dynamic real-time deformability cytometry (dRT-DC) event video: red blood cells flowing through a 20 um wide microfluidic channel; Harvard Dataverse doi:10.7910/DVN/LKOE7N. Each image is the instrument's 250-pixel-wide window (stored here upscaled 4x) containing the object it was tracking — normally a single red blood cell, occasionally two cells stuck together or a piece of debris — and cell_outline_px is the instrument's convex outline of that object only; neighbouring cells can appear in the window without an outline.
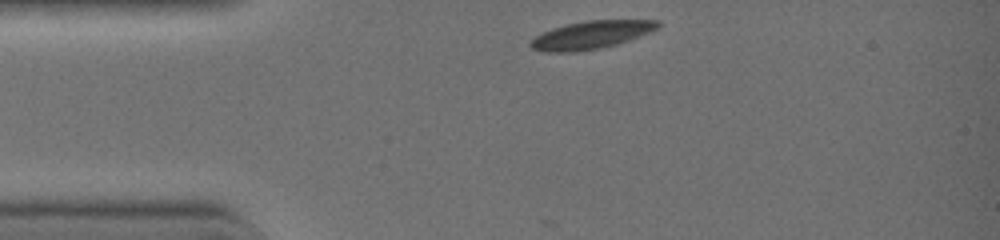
{"species": "common noctule bat (a hibernating species)", "species_latin": "Nyctalus noctula", "temperature_condition": "warm", "stored_images_in_passage": 26, "camera_frame_rate_fps": 3000, "um_per_image_px": 0.085, "animal": {"sex": "female", "body_mass_g": 19.0, "forearm_length_mm": 51.5}, "frame": {"image": 1, "passage_image": 1, "time_ms": 0.0, "image_size_px": [1000, 240], "cell_outline_px": [[660, 24], [652, 32], [616, 44], [600, 48], [576, 52], [544, 52], [532, 48], [528, 44], [528, 40], [552, 28], [584, 20], [660, 20]], "centroid_in_image_um": [50.22, 2.97], "position_along_channel_um": 34.8, "area_um2": 20.75}}
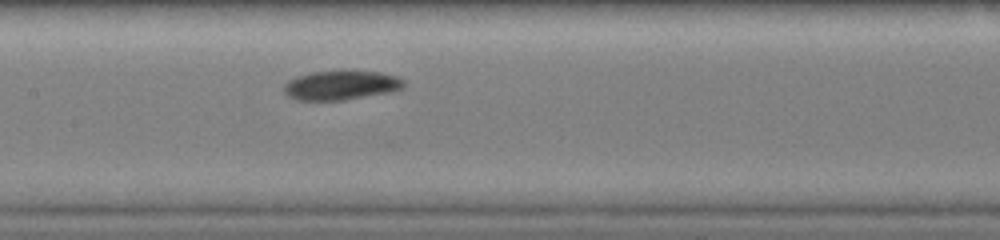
{"frame": {"image": 2, "passage_image": 13, "time_ms": 4.0, "image_size_px": [1000, 240], "cell_outline_px": [[404, 88], [392, 92], [344, 100], [296, 100], [288, 96], [284, 92], [284, 84], [288, 80], [296, 76], [312, 72], [384, 72], [396, 76], [404, 80]], "centroid_in_image_um": [29.0, 7.26], "position_along_channel_um": 178.4, "area_um2": 20.35}}
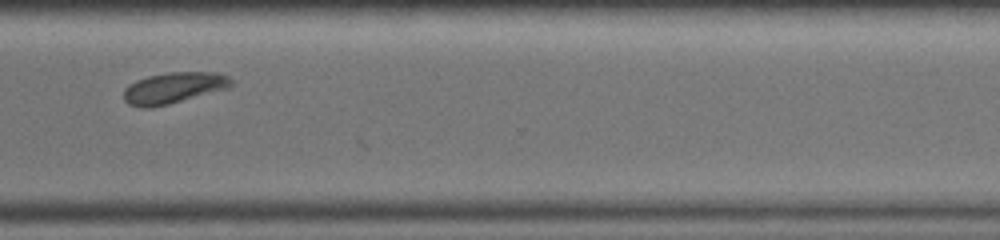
{"frame": {"image": 3, "passage_image": 25, "time_ms": 8.0, "image_size_px": [1000, 240], "cell_outline_px": [[236, 84], [232, 88], [168, 104], [148, 108], [140, 108], [128, 104], [124, 100], [124, 88], [128, 84], [136, 80], [148, 76], [168, 72], [216, 72], [228, 76]], "centroid_in_image_um": [14.8, 7.47], "position_along_channel_um": 355.8, "area_um2": 19.88}}